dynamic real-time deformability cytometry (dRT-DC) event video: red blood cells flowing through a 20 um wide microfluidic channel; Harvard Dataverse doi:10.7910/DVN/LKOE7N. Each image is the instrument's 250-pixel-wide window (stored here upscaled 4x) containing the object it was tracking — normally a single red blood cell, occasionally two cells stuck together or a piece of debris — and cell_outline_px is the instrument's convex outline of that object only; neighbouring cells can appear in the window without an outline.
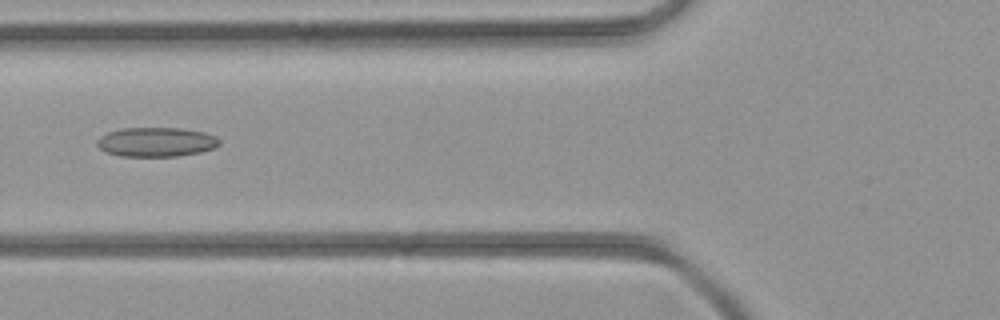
{"species": "common noctule bat (a hibernating species)", "species_latin": "Nyctalus noctula", "temperature_condition": "room temperature", "stored_images_in_passage": 30, "camera_frame_rate_fps": 3000, "um_per_image_px": 0.085, "animal": {"sex": "female", "body_mass_g": 21.9}, "frame": {"image": 1, "passage_image": 9, "time_ms": 2.667, "image_size_px": [1000, 320], "cell_outline_px": [[220, 144], [212, 148], [200, 152], [176, 156], [120, 156], [108, 152], [100, 148], [96, 144], [96, 140], [100, 136], [108, 132], [124, 128], [180, 128], [204, 132], [216, 136], [220, 140]], "centroid_in_image_um": [13.28, 12.06], "position_along_channel_um": 112.5, "area_um2": 20.81}}